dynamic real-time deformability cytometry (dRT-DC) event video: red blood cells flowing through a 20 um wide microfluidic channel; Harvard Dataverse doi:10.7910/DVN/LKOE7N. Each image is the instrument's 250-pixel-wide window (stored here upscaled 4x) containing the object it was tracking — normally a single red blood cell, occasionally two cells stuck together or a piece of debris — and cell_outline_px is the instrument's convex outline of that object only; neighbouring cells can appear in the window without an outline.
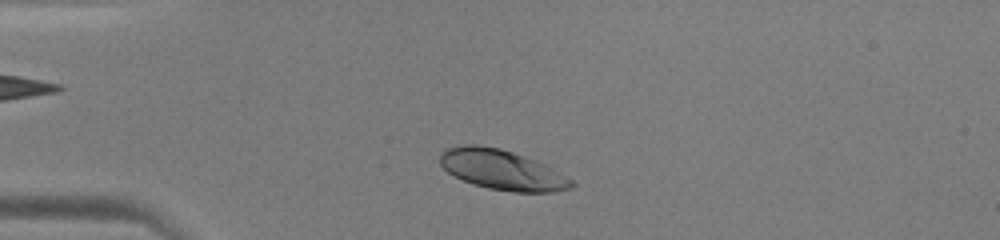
{"species": "human", "species_latin": "Homo sapiens", "temperature_condition": "warm", "stored_images_in_passage": 40, "camera_frame_rate_fps": 3000, "um_per_image_px": 0.085, "donor": {"sex": "male"}, "frame": {"image": 1, "passage_image": 4, "time_ms": 1.0, "image_size_px": [1000, 240], "cell_outline_px": [[576, 184], [572, 188], [552, 192], [512, 192], [488, 188], [472, 184], [448, 172], [440, 164], [440, 152], [444, 148], [464, 144], [480, 144], [500, 148], [536, 160], [552, 168], [572, 180]], "centroid_in_image_um": [42.65, 14.42], "position_along_channel_um": 42.3, "area_um2": 30.75}}
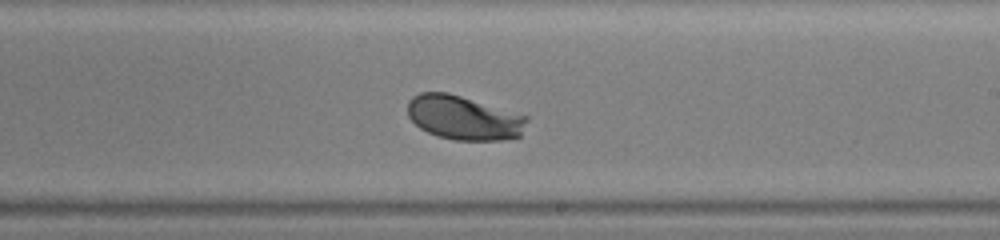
{"frame": {"image": 2, "passage_image": 21, "time_ms": 6.667, "image_size_px": [1000, 240], "cell_outline_px": [[528, 120], [520, 136], [504, 140], [456, 140], [436, 136], [420, 128], [408, 116], [408, 100], [412, 96], [420, 92], [448, 92], [528, 116]], "centroid_in_image_um": [39.41, 10.01], "position_along_channel_um": 249.6, "area_um2": 30.69}}
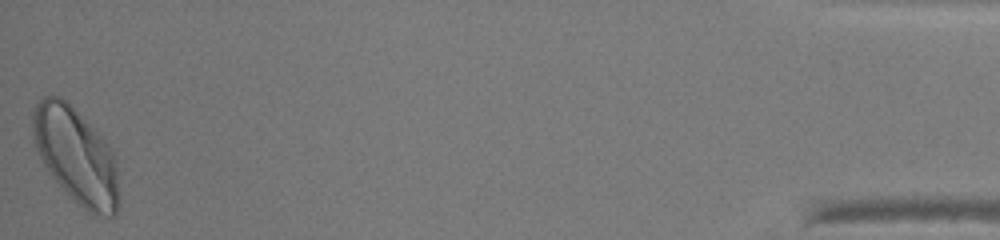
{"frame": {"image": 3, "passage_image": 40, "time_ms": 13.0, "image_size_px": [1000, 240], "cell_outline_px": [[120, 204], [116, 216], [96, 216], [88, 212], [52, 176], [44, 164], [36, 148], [32, 128], [32, 112], [36, 104], [44, 96], [60, 96], [104, 136], [112, 148], [116, 160], [120, 196]], "centroid_in_image_um": [6.53, 13.24], "position_along_channel_um": 428.7, "area_um2": 48.26}}